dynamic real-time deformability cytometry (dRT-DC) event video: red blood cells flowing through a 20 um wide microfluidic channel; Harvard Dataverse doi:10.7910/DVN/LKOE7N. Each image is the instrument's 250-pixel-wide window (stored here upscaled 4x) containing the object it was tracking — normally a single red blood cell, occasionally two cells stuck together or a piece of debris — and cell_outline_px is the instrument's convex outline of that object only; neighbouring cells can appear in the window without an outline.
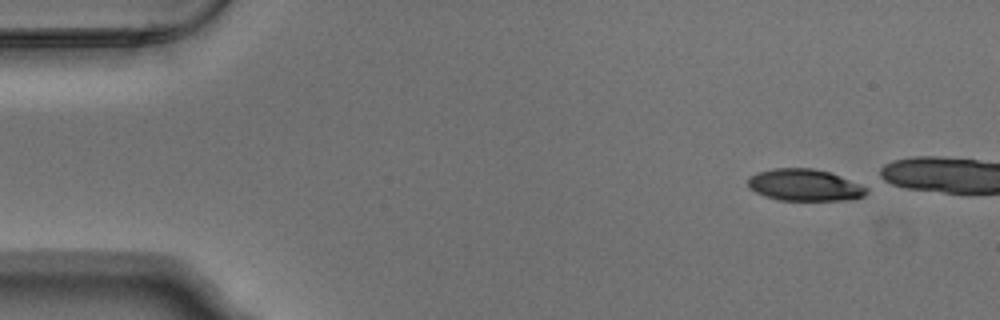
{"species": "Egyptian fruit bat (a non-hibernating species)", "species_latin": "Rousettus aegyptiacus", "temperature_condition": "warm", "stored_images_in_passage": 10, "camera_frame_rate_fps": 3000, "um_per_image_px": 0.085, "animal": {"sex": "male"}, "frame": {"image": 1, "passage_image": 1, "time_ms": 0.0, "image_size_px": [1000, 320], "cell_outline_px": [[868, 192], [864, 196], [852, 200], [780, 200], [764, 196], [748, 188], [748, 176], [756, 172], [772, 168], [812, 168], [828, 172], [840, 176], [860, 184], [868, 188]], "centroid_in_image_um": [68.37, 15.73], "position_along_channel_um": 16.6, "area_um2": 22.14}}